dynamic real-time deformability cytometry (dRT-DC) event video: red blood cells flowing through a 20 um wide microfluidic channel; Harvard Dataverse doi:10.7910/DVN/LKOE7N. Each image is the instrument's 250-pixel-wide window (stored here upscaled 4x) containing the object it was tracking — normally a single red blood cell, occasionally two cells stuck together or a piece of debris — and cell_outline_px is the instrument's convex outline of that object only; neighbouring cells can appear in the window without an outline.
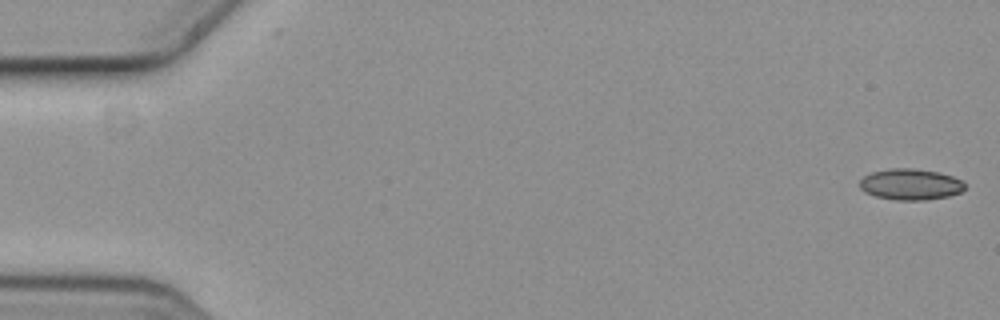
{"species": "common noctule bat (a hibernating species)", "species_latin": "Nyctalus noctula", "temperature_condition": "cold", "stored_images_in_passage": 3, "camera_frame_rate_fps": 3000, "um_per_image_px": 0.085, "animal": {"sex": "female", "body_mass_g": 19.3, "forearm_length_mm": 54.1}, "frame": {"image": 1, "passage_image": 1, "time_ms": 0.0, "image_size_px": [1000, 320], "cell_outline_px": [[964, 188], [960, 192], [948, 196], [924, 200], [896, 200], [876, 196], [864, 192], [860, 188], [860, 180], [864, 176], [872, 172], [888, 168], [912, 168], [936, 172], [952, 176], [960, 180], [964, 184]], "centroid_in_image_um": [77.35, 15.67], "position_along_channel_um": 7.6, "area_um2": 18.9}}